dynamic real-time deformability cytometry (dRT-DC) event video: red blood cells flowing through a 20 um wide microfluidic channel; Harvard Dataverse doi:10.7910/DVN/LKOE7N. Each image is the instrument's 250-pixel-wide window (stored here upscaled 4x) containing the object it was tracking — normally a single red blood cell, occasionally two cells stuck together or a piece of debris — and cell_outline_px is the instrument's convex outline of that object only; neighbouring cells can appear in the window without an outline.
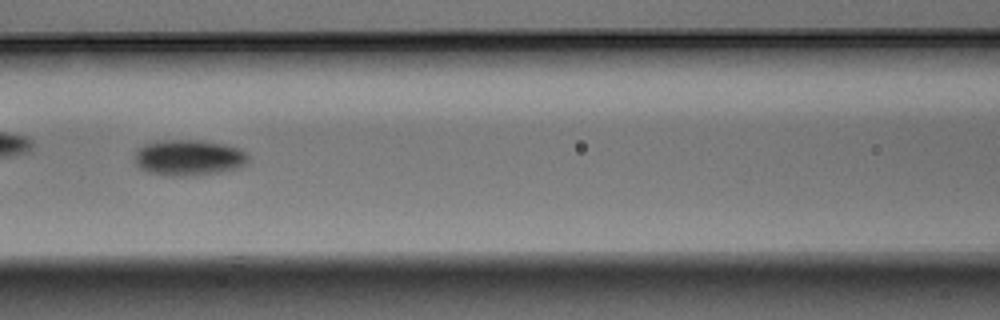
{"species": "Egyptian fruit bat (a non-hibernating species)", "species_latin": "Rousettus aegyptiacus", "temperature_condition": "warm", "stored_images_in_passage": 42, "camera_frame_rate_fps": 3000, "um_per_image_px": 0.085, "animal": {"sex": "male"}, "frame": {"image": 1, "passage_image": 13, "time_ms": 4.0, "image_size_px": [1000, 320], "cell_outline_px": [[248, 164], [240, 168], [224, 172], [196, 176], [164, 176], [148, 172], [140, 168], [132, 160], [136, 148], [144, 144], [156, 140], [200, 140], [224, 144], [240, 148], [248, 156]], "centroid_in_image_um": [16.02, 13.41], "position_along_channel_um": 150.6, "area_um2": 24.57}}
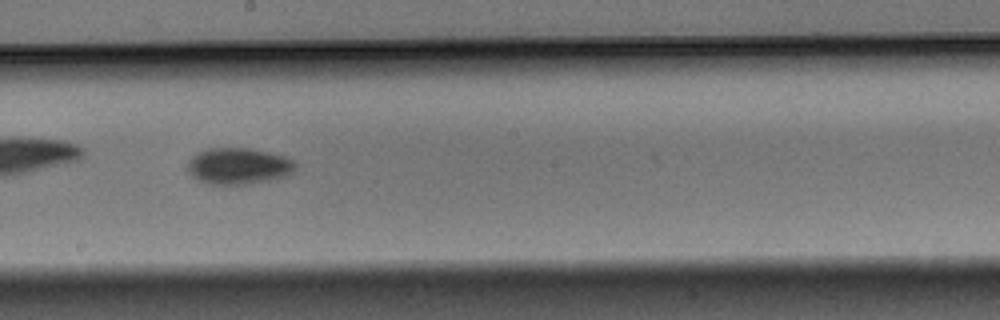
{"frame": {"image": 2, "passage_image": 19, "time_ms": 6.0, "image_size_px": [1000, 320], "cell_outline_px": [[296, 168], [292, 172], [284, 176], [272, 180], [248, 184], [208, 184], [192, 176], [188, 172], [188, 160], [196, 152], [208, 148], [244, 148], [284, 156], [292, 160], [296, 164]], "centroid_in_image_um": [20.24, 14.12], "position_along_channel_um": 228.0, "area_um2": 22.72}}
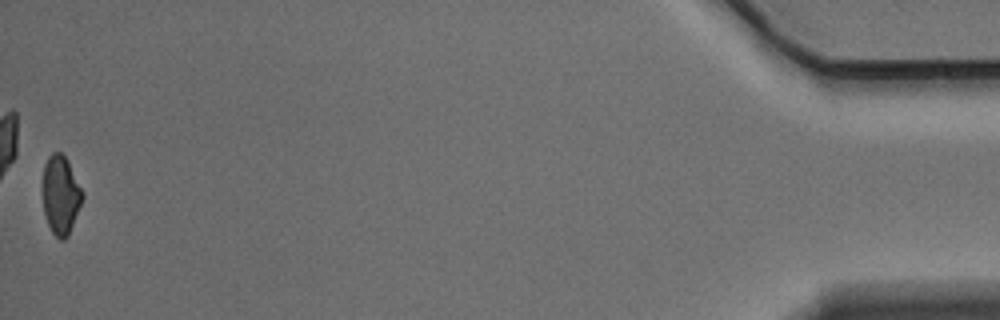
{"frame": {"image": 3, "passage_image": 42, "time_ms": 13.667, "image_size_px": [1000, 320], "cell_outline_px": [[84, 196], [68, 236], [64, 240], [60, 240], [52, 232], [48, 224], [44, 212], [44, 164], [48, 156], [52, 152], [60, 152], [68, 160], [84, 192]], "centroid_in_image_um": [5.18, 16.56], "position_along_channel_um": 430.0, "area_um2": 18.09}, "authors_computed_cell_mechanics": {"area_um2": 21.675, "velocity_mm_per_s": 3.887, "shape_relaxation_time_tau1_ms": 2.6407, "shape_relaxation_time_tau2_ms": null, "deformation_change_tau1": 0.0872, "deformation_change_tau2": null}}